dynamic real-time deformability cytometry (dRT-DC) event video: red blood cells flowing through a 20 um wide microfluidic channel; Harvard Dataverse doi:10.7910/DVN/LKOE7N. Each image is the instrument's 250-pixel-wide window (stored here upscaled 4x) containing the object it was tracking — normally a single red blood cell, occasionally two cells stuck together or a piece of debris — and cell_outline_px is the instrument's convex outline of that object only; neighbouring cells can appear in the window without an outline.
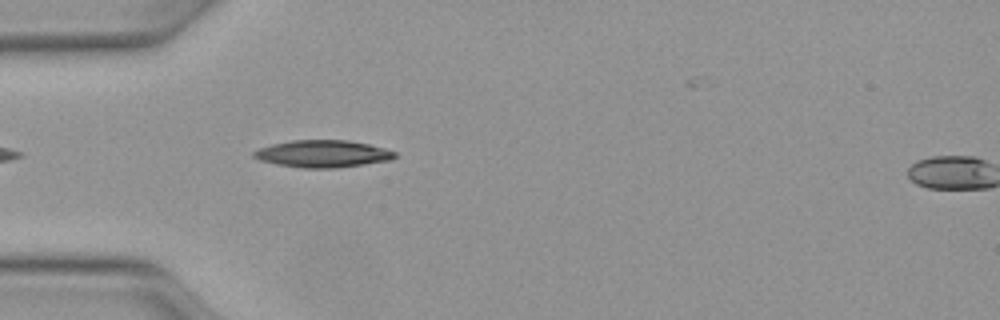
{"species": "Egyptian fruit bat (a non-hibernating species)", "species_latin": "Rousettus aegyptiacus", "temperature_condition": "warm", "stored_images_in_passage": 5, "camera_frame_rate_fps": 3000, "um_per_image_px": 0.085, "animal": {"sex": "female"}, "frame": {"image": 1, "passage_image": 4, "time_ms": 1.0, "image_size_px": [1000, 320], "cell_outline_px": [[396, 156], [392, 160], [336, 168], [304, 168], [280, 164], [260, 160], [252, 156], [252, 152], [260, 148], [272, 144], [292, 140], [348, 140], [368, 144], [384, 148], [396, 152]], "centroid_in_image_um": [27.45, 13.07], "position_along_channel_um": 57.5, "area_um2": 22.2}}